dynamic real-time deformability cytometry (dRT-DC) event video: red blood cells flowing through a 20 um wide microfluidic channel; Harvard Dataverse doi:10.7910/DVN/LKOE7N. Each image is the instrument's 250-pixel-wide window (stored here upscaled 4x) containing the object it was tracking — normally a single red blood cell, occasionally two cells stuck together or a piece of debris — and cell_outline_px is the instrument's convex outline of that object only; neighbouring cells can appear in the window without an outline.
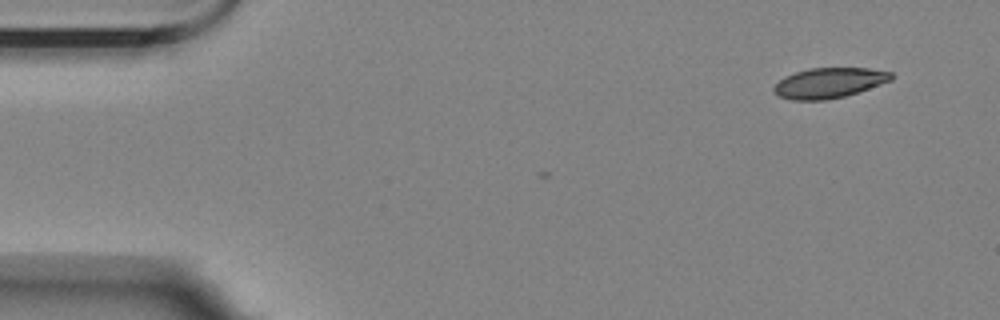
{"species": "Egyptian fruit bat (a non-hibernating species)", "species_latin": "Rousettus aegyptiacus", "temperature_condition": "room temperature", "stored_images_in_passage": 3, "camera_frame_rate_fps": 3000, "um_per_image_px": 0.085, "animal": {"sex": "female"}, "frame": {"image": 1, "passage_image": 1, "time_ms": 0.0, "image_size_px": [1000, 320], "cell_outline_px": [[896, 76], [892, 80], [844, 96], [824, 100], [792, 100], [780, 96], [772, 92], [772, 88], [784, 76], [808, 68], [868, 68], [892, 72]], "centroid_in_image_um": [70.46, 7.04], "position_along_channel_um": 14.5, "area_um2": 20.63}}